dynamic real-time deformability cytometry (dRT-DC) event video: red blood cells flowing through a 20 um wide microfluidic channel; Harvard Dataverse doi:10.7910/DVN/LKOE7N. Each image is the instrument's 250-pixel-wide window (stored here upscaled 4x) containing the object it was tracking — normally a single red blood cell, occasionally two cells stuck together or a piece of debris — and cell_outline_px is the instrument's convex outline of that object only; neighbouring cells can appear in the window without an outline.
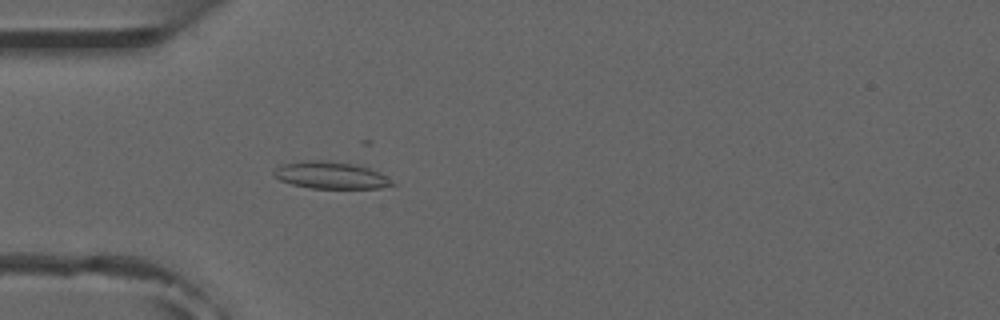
{"species": "common noctule bat (a hibernating species)", "species_latin": "Nyctalus noctula", "temperature_condition": "room temperature", "stored_images_in_passage": 4, "camera_frame_rate_fps": 3000, "um_per_image_px": 0.085, "animal": {"sex": "male", "forearm_length_mm": 52.5}, "frame": {"image": 1, "passage_image": 4, "time_ms": 4.333, "image_size_px": [1000, 320], "cell_outline_px": [[396, 184], [380, 188], [312, 188], [292, 184], [280, 180], [272, 172], [280, 164], [304, 160], [320, 160], [352, 164], [368, 168], [384, 176]], "centroid_in_image_um": [28.05, 14.89], "position_along_channel_um": 57.0, "area_um2": 18.26}}